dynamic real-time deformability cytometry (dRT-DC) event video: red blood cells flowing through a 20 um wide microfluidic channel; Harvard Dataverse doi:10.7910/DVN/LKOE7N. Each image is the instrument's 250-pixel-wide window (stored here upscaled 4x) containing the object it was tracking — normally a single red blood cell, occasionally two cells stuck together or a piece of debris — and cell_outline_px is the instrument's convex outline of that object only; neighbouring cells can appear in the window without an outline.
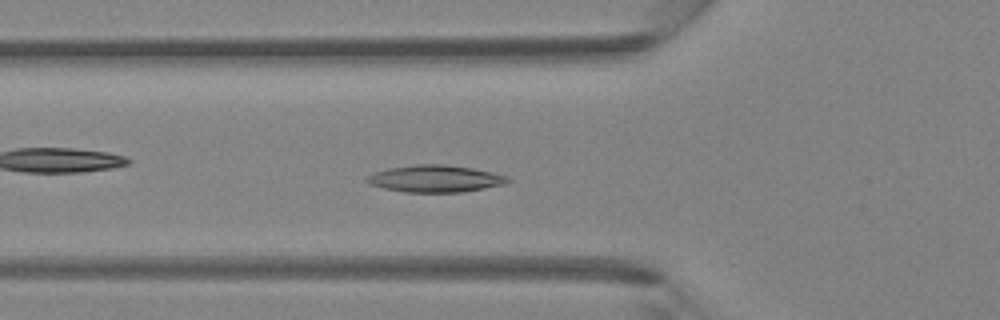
{"species": "Egyptian fruit bat (a non-hibernating species)", "species_latin": "Rousettus aegyptiacus", "temperature_condition": "room temperature", "stored_images_in_passage": 43, "camera_frame_rate_fps": 3000, "um_per_image_px": 0.085, "animal": {"sex": "female"}, "frame": {"image": 1, "passage_image": 15, "time_ms": 4.667, "image_size_px": [1000, 320], "cell_outline_px": [[512, 180], [504, 184], [484, 188], [460, 192], [404, 192], [384, 188], [368, 184], [364, 180], [368, 176], [376, 172], [388, 168], [416, 164], [444, 164], [472, 168], [492, 172], [508, 176]], "centroid_in_image_um": [36.99, 15.18], "position_along_channel_um": 88.8, "area_um2": 22.14}}
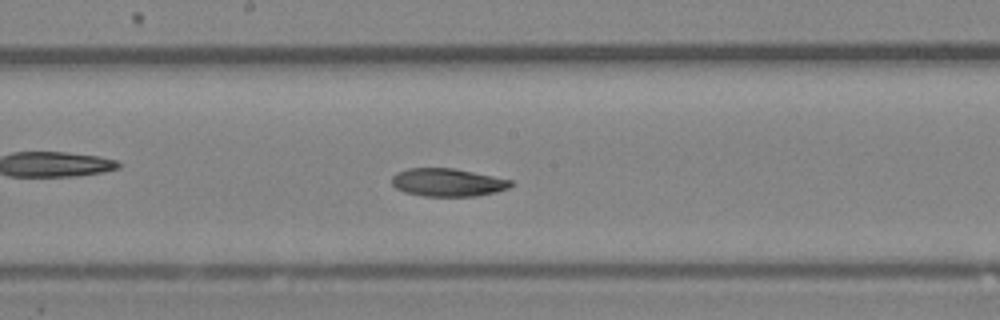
{"frame": {"image": 2, "passage_image": 23, "time_ms": 7.333, "image_size_px": [1000, 320], "cell_outline_px": [[512, 184], [508, 188], [496, 192], [476, 196], [424, 196], [404, 192], [396, 188], [392, 184], [392, 176], [396, 172], [408, 168], [456, 168], [512, 180]], "centroid_in_image_um": [38.03, 15.5], "position_along_channel_um": 210.2, "area_um2": 19.48}}
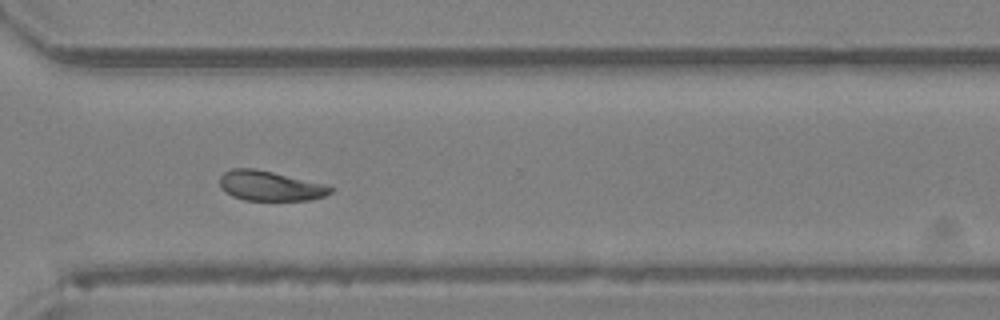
{"frame": {"image": 3, "passage_image": 32, "time_ms": 10.333, "image_size_px": [1000, 320], "cell_outline_px": [[332, 192], [324, 196], [312, 200], [244, 200], [232, 196], [224, 192], [220, 188], [220, 176], [224, 172], [232, 168], [256, 168], [328, 184], [332, 188]], "centroid_in_image_um": [22.96, 15.79], "position_along_channel_um": 347.6, "area_um2": 19.59}}